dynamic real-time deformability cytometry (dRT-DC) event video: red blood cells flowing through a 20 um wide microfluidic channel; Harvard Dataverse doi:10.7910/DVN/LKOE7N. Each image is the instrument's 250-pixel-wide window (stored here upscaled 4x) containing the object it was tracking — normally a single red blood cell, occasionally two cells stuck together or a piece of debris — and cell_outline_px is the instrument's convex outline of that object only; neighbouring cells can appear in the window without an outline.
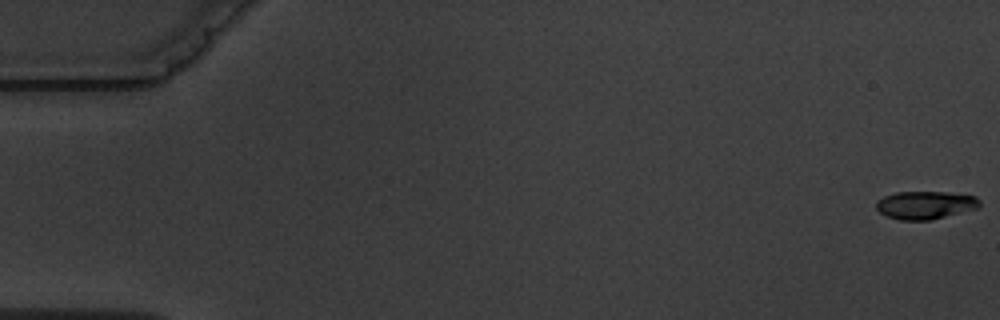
{"species": "common noctule bat (a hibernating species)", "species_latin": "Nyctalus noctula", "temperature_condition": "warm", "stored_images_in_passage": 6, "camera_frame_rate_fps": 3000, "um_per_image_px": 0.085, "animal": {"sex": "male", "body_mass_g": 19.5, "forearm_length_mm": 54.6}, "frame": {"image": 1, "passage_image": 1, "time_ms": 0.0, "image_size_px": [1000, 320], "cell_outline_px": [[980, 208], [928, 220], [900, 220], [888, 216], [880, 212], [876, 208], [876, 200], [884, 196], [896, 192], [948, 192], [976, 196], [980, 200]], "centroid_in_image_um": [78.67, 17.42], "position_along_channel_um": 6.3, "area_um2": 16.88}}
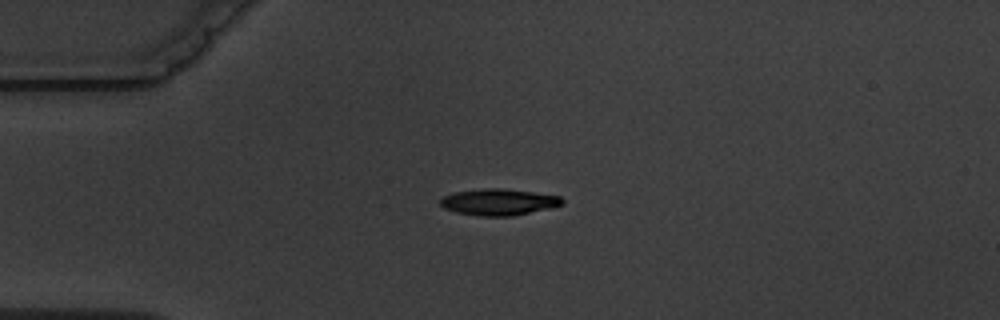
{"frame": {"image": 2, "passage_image": 5, "time_ms": 4.667, "image_size_px": [1000, 320], "cell_outline_px": [[564, 204], [552, 208], [512, 216], [480, 216], [456, 212], [444, 208], [440, 204], [440, 200], [444, 196], [452, 192], [484, 188], [504, 188], [560, 196], [564, 200]], "centroid_in_image_um": [42.4, 17.17], "position_along_channel_um": 42.6, "area_um2": 18.9}}